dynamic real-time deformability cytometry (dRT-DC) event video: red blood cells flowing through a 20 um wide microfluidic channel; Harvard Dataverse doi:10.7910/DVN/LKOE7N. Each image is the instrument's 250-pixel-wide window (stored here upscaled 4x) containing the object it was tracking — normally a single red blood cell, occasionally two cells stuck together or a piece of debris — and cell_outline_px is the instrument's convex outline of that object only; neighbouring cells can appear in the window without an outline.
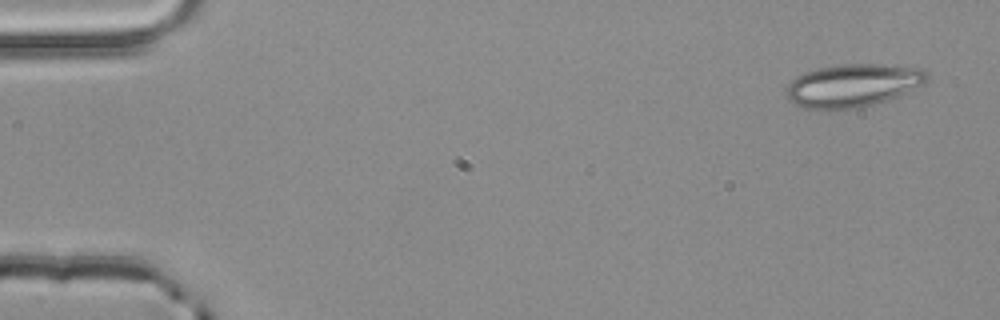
{"species": "common noctule bat (a hibernating species)", "species_latin": "Nyctalus noctula", "temperature_condition": "room temperature", "stored_images_in_passage": 4, "camera_frame_rate_fps": 3000, "um_per_image_px": 0.085, "animal": {"sex": "male", "body_mass_g": 20.4}, "frame": {"image": 1, "passage_image": 1, "time_ms": 0.0, "image_size_px": [1000, 320], "cell_outline_px": [[928, 76], [920, 84], [896, 96], [860, 108], [804, 108], [792, 104], [788, 100], [788, 84], [796, 76], [804, 72], [820, 68], [840, 64], [884, 64], [924, 68], [928, 72]], "centroid_in_image_um": [72.46, 7.24], "position_along_channel_um": 12.5, "area_um2": 34.62}}
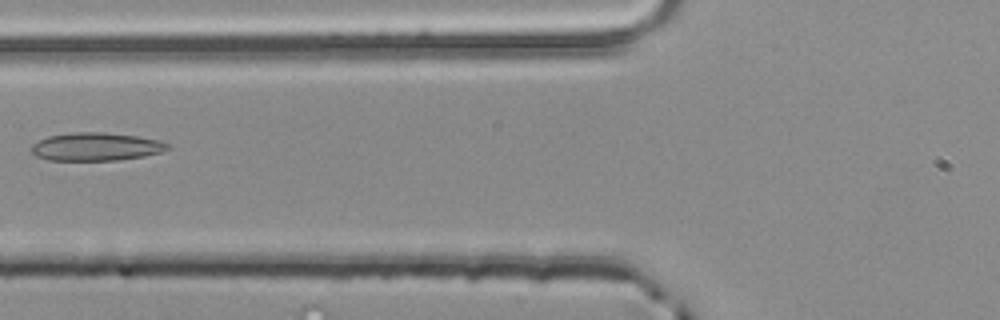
{"frame": {"image": 2, "passage_image": 4, "time_ms": 1.0, "image_size_px": [1000, 320], "cell_outline_px": [[172, 148], [160, 152], [144, 156], [120, 160], [48, 160], [36, 156], [32, 152], [32, 144], [48, 136], [76, 132], [104, 132], [136, 136], [160, 140], [172, 144]], "centroid_in_image_um": [8.22, 12.47], "position_along_channel_um": 117.6, "area_um2": 22.37}}